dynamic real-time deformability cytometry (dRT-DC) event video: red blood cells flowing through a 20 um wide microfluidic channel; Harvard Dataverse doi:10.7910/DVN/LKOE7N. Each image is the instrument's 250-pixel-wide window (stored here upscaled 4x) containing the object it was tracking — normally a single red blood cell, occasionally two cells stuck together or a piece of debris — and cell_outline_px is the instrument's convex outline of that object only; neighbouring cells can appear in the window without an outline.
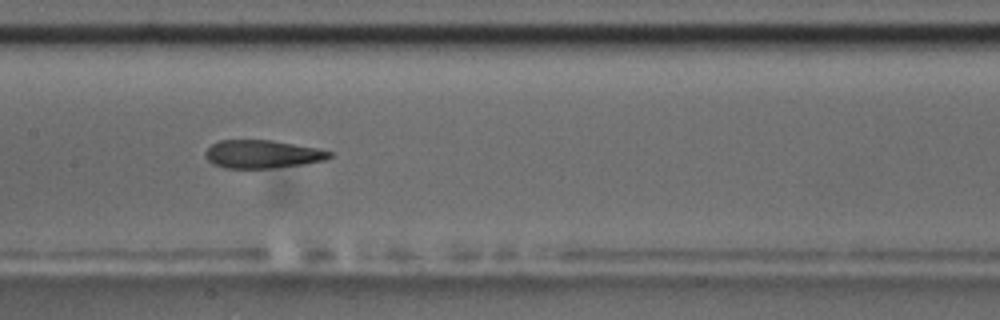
{"species": "common noctule bat (a hibernating species)", "species_latin": "Nyctalus noctula", "temperature_condition": "room temperature", "stored_images_in_passage": 11, "camera_frame_rate_fps": 3000, "um_per_image_px": 0.085, "animal": {"sex": "male", "body_mass_g": 17.5, "forearm_length_mm": 52.3}, "frame": {"image": 1, "passage_image": 8, "time_ms": 8.667, "image_size_px": [1000, 320], "cell_outline_px": [[332, 156], [324, 160], [304, 164], [272, 168], [224, 168], [212, 164], [204, 156], [204, 152], [212, 144], [220, 140], [272, 140], [316, 148], [332, 152]], "centroid_in_image_um": [22.26, 13.1], "position_along_channel_um": 185.1, "area_um2": 20.35}}